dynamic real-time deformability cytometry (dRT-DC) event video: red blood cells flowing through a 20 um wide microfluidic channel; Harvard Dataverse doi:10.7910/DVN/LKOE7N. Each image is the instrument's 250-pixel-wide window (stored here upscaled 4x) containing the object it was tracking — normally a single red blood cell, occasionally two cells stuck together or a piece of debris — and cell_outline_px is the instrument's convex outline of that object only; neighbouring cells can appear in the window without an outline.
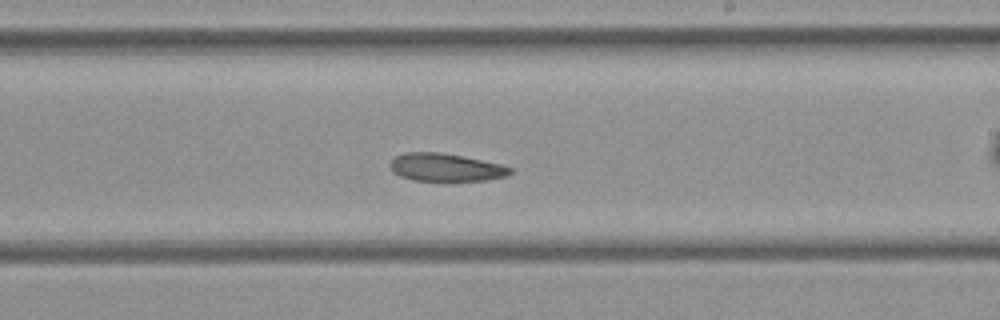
{"species": "common noctule bat (a hibernating species)", "species_latin": "Nyctalus noctula", "temperature_condition": "cold", "stored_images_in_passage": 28, "camera_frame_rate_fps": 3000, "um_per_image_px": 0.085, "animal": {"sex": "female", "body_mass_g": 21.9}, "frame": {"image": 1, "passage_image": 13, "time_ms": 4.0, "image_size_px": [1000, 320], "cell_outline_px": [[512, 172], [508, 176], [484, 180], [412, 180], [400, 176], [392, 172], [388, 164], [396, 156], [404, 152], [440, 152], [500, 164], [512, 168]], "centroid_in_image_um": [37.84, 14.22], "position_along_channel_um": 251.2, "area_um2": 19.31}}
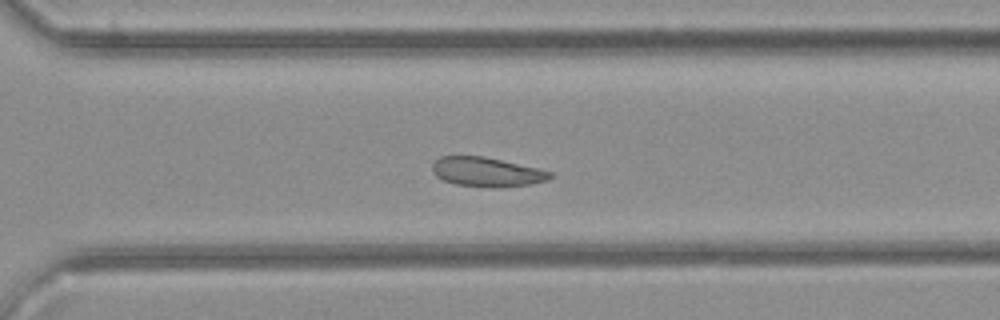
{"frame": {"image": 2, "passage_image": 17, "time_ms": 5.333, "image_size_px": [1000, 320], "cell_outline_px": [[552, 176], [548, 180], [532, 184], [500, 188], [492, 188], [456, 184], [444, 180], [436, 176], [432, 172], [432, 164], [440, 156], [484, 156], [540, 168], [552, 172]], "centroid_in_image_um": [41.4, 14.62], "position_along_channel_um": 329.2, "area_um2": 20.4}}
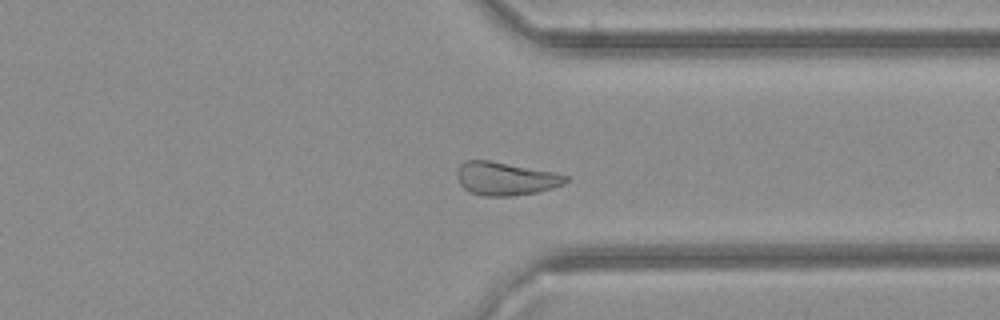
{"frame": {"image": 3, "passage_image": 19, "time_ms": 6.0, "image_size_px": [1000, 320], "cell_outline_px": [[568, 180], [564, 184], [552, 188], [536, 192], [512, 196], [484, 196], [468, 192], [460, 184], [456, 176], [456, 172], [460, 164], [464, 160], [488, 160], [556, 172], [568, 176]], "centroid_in_image_um": [42.95, 15.18], "position_along_channel_um": 368.5, "area_um2": 21.21}}